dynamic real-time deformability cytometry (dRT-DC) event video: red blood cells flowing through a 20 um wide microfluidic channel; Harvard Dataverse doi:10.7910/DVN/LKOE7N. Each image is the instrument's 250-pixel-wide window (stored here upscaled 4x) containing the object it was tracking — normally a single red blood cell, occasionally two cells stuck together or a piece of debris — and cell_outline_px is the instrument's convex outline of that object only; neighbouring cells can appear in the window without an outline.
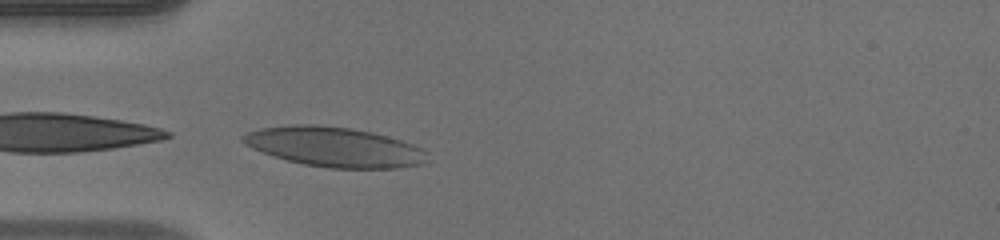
{"species": "human", "species_latin": "Homo sapiens", "temperature_condition": "warm", "stored_images_in_passage": 33, "camera_frame_rate_fps": 3000, "um_per_image_px": 0.085, "donor": {"sex": "male"}, "frame": {"image": 1, "passage_image": 1, "time_ms": 0.0, "image_size_px": [1000, 240], "cell_outline_px": [[428, 160], [424, 164], [400, 168], [328, 168], [304, 164], [272, 156], [252, 148], [244, 144], [240, 140], [240, 136], [248, 132], [260, 128], [292, 124], [316, 124], [352, 128], [372, 132], [388, 136], [412, 144], [428, 152]], "centroid_in_image_um": [28.42, 12.49], "position_along_channel_um": 56.6, "area_um2": 43.06}}
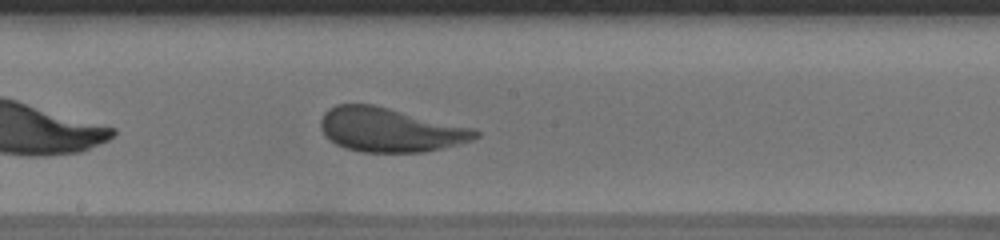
{"frame": {"image": 2, "passage_image": 13, "time_ms": 4.0, "image_size_px": [1000, 240], "cell_outline_px": [[480, 136], [472, 140], [444, 148], [424, 152], [360, 152], [344, 148], [336, 144], [324, 136], [320, 128], [320, 120], [324, 112], [328, 108], [336, 104], [372, 104], [472, 128], [480, 132]], "centroid_in_image_um": [33.1, 11.04], "position_along_channel_um": 215.1, "area_um2": 39.77}}
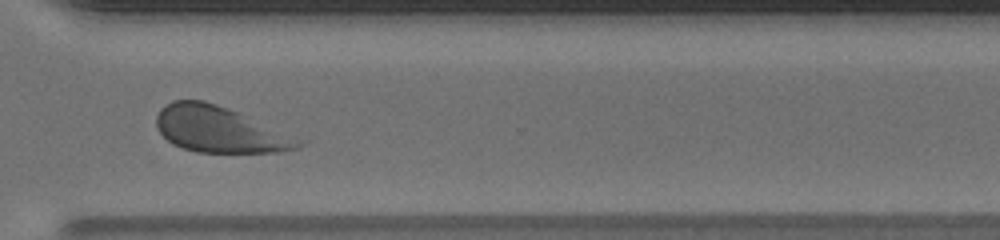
{"frame": {"image": 3, "passage_image": 23, "time_ms": 7.333, "image_size_px": [1000, 240], "cell_outline_px": [[308, 140], [304, 144], [296, 148], [276, 152], [196, 152], [180, 148], [172, 144], [156, 128], [156, 116], [160, 108], [164, 104], [172, 100], [204, 100], [228, 108]], "centroid_in_image_um": [18.68, 11.0], "position_along_channel_um": 351.9, "area_um2": 38.55}, "authors_computed_cell_mechanics": {"area_um2": 39.7086, "velocity_mm_per_s": 4.0862, "shape_relaxation_time_tau1_ms": 2.5045, "shape_relaxation_time_tau2_ms": 0.6824, "deformation_change_tau1": 0.1052, "deformation_change_tau2": 0.0567}}